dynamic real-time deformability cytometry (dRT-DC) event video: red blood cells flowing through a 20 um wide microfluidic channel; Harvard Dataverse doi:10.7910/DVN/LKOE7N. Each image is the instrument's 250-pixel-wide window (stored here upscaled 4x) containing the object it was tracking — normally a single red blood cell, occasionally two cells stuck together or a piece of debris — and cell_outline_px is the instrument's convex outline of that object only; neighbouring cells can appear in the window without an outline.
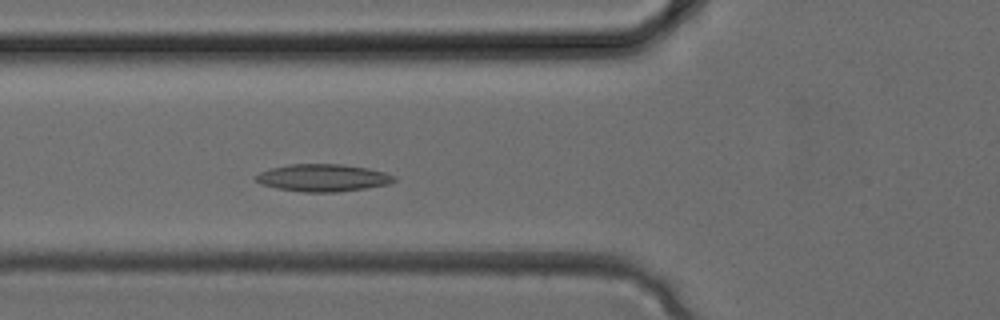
{"species": "common noctule bat (a hibernating species)", "species_latin": "Nyctalus noctula", "temperature_condition": "cold", "stored_images_in_passage": 28, "camera_frame_rate_fps": 3000, "um_per_image_px": 0.085, "animal": {"sex": "female", "body_mass_g": 24.6, "forearm_length_mm": 56.2}, "frame": {"image": 1, "passage_image": 6, "time_ms": 1.667, "image_size_px": [1000, 320], "cell_outline_px": [[396, 180], [388, 184], [364, 188], [336, 192], [304, 192], [276, 188], [260, 184], [256, 180], [256, 176], [260, 172], [272, 168], [288, 164], [340, 164], [368, 168], [384, 172], [396, 176]], "centroid_in_image_um": [27.45, 15.11], "position_along_channel_um": 98.4, "area_um2": 21.91}}
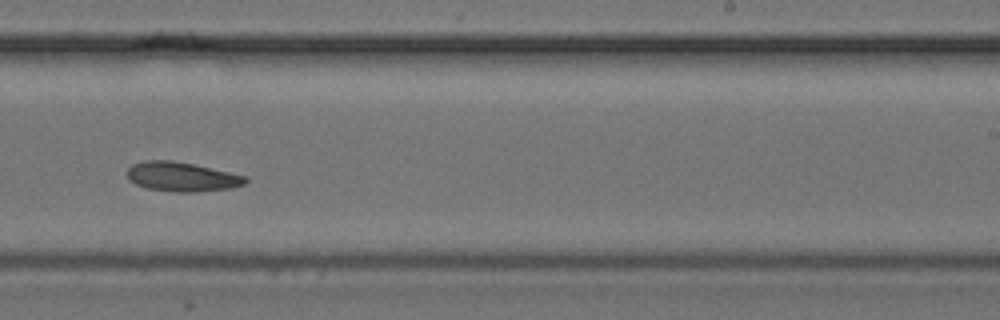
{"frame": {"image": 2, "passage_image": 15, "time_ms": 4.667, "image_size_px": [1000, 320], "cell_outline_px": [[248, 180], [244, 184], [232, 188], [196, 192], [172, 192], [148, 188], [136, 184], [128, 180], [128, 168], [132, 164], [144, 160], [172, 160], [192, 164], [248, 176]], "centroid_in_image_um": [15.46, 15.02], "position_along_channel_um": 273.5, "area_um2": 20.29}}
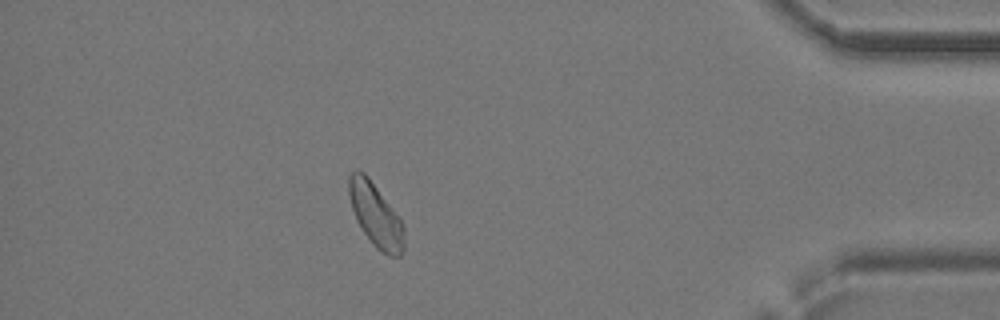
{"frame": {"image": 3, "passage_image": 24, "time_ms": 7.667, "image_size_px": [1000, 320], "cell_outline_px": [[404, 248], [400, 256], [388, 256], [380, 252], [372, 244], [360, 228], [356, 220], [352, 208], [348, 192], [348, 176], [356, 168], [364, 172], [368, 176], [392, 208], [400, 220], [404, 228]], "centroid_in_image_um": [31.9, 18.28], "position_along_channel_um": 403.3, "area_um2": 20.46}}